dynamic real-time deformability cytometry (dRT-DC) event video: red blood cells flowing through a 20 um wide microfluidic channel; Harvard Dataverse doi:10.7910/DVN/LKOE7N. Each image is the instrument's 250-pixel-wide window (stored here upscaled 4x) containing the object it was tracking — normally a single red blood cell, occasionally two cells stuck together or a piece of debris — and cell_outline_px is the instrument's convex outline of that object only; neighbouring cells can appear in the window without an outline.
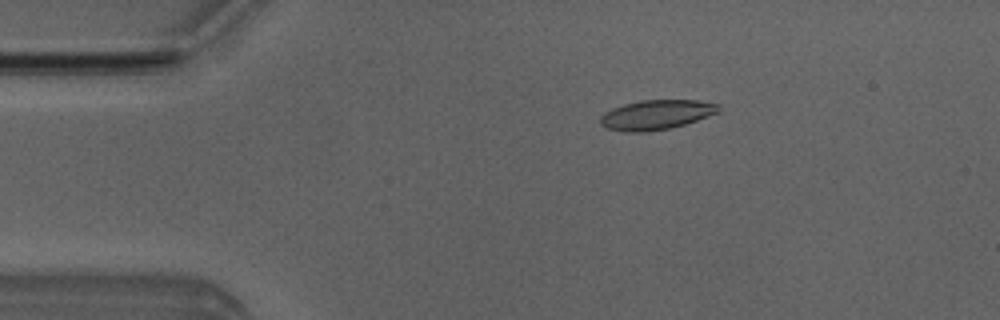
{"species": "Egyptian fruit bat (a non-hibernating species)", "species_latin": "Rousettus aegyptiacus", "temperature_condition": "room temperature", "stored_images_in_passage": 5, "camera_frame_rate_fps": 3000, "um_per_image_px": 0.085, "animal": {"sex": "male"}, "frame": {"image": 1, "passage_image": 2, "time_ms": 1.0, "image_size_px": [1000, 320], "cell_outline_px": [[720, 108], [716, 112], [696, 120], [684, 124], [668, 128], [648, 132], [624, 132], [608, 128], [600, 124], [600, 116], [604, 112], [612, 108], [624, 104], [640, 100], [696, 100], [720, 104]], "centroid_in_image_um": [55.73, 9.75], "position_along_channel_um": 29.3, "area_um2": 20.29}}